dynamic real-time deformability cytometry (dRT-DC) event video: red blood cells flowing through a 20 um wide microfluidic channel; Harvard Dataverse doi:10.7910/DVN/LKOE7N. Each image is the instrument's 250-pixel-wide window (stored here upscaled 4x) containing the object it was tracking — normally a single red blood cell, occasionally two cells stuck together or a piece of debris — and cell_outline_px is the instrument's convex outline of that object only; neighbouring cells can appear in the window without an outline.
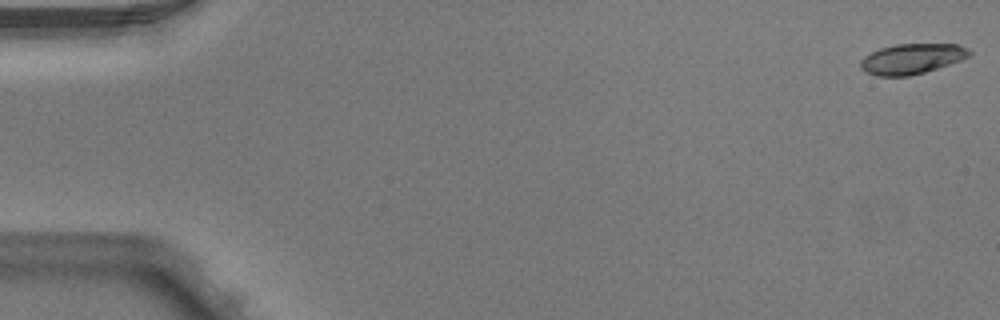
{"species": "Egyptian fruit bat (a non-hibernating species)", "species_latin": "Rousettus aegyptiacus", "temperature_condition": "warm", "stored_images_in_passage": 6, "segment_of_instrument_passage": [1, 2], "camera_frame_rate_fps": 3000, "um_per_image_px": 0.085, "animal": {"sex": "male"}, "frame": {"image": 1, "passage_image": 1, "time_ms": 0.0, "image_size_px": [1000, 320], "cell_outline_px": [[972, 56], [924, 72], [908, 76], [876, 76], [860, 68], [860, 60], [864, 56], [880, 48], [896, 44], [956, 44], [968, 48], [972, 52]], "centroid_in_image_um": [77.51, 4.99], "position_along_channel_um": 7.5, "area_um2": 19.13}}
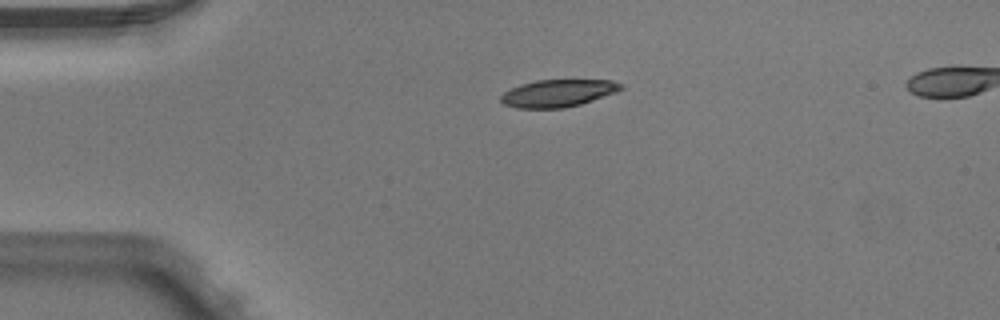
{"frame": {"image": 2, "passage_image": 4, "time_ms": 1.0, "image_size_px": [1000, 320], "cell_outline_px": [[624, 88], [616, 92], [580, 104], [564, 108], [516, 108], [504, 104], [500, 100], [500, 96], [504, 92], [520, 84], [536, 80], [612, 80], [624, 84]], "centroid_in_image_um": [47.43, 7.91], "position_along_channel_um": 37.6, "area_um2": 19.13}}